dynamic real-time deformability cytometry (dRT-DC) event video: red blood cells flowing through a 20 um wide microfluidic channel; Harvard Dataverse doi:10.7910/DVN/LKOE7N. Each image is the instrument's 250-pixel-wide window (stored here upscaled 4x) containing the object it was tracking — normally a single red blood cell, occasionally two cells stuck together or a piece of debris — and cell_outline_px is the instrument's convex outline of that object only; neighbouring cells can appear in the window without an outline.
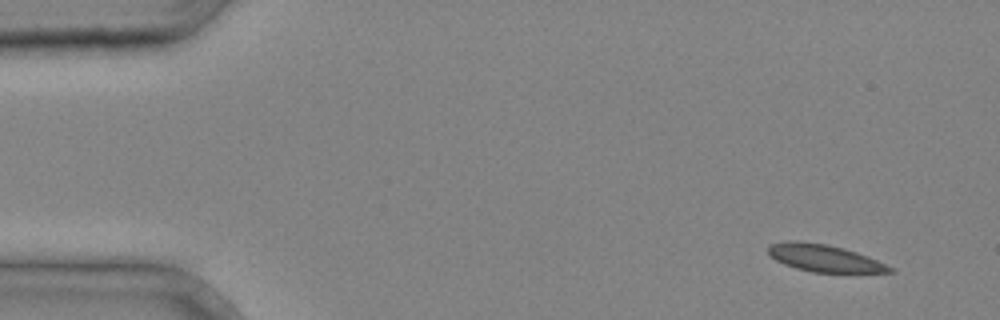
{"species": "common noctule bat (a hibernating species)", "species_latin": "Nyctalus noctula", "temperature_condition": "cold", "stored_images_in_passage": 3, "camera_frame_rate_fps": 3000, "um_per_image_px": 0.085, "animal": {"sex": "male", "body_mass_g": 20.4}, "frame": {"image": 1, "passage_image": 1, "time_ms": 0.0, "image_size_px": [1000, 320], "cell_outline_px": [[896, 272], [812, 272], [796, 268], [784, 264], [776, 260], [768, 252], [768, 244], [788, 240], [796, 240], [824, 244], [844, 248], [868, 256], [892, 268]], "centroid_in_image_um": [70.02, 21.93], "position_along_channel_um": 15.0, "area_um2": 19.02}}